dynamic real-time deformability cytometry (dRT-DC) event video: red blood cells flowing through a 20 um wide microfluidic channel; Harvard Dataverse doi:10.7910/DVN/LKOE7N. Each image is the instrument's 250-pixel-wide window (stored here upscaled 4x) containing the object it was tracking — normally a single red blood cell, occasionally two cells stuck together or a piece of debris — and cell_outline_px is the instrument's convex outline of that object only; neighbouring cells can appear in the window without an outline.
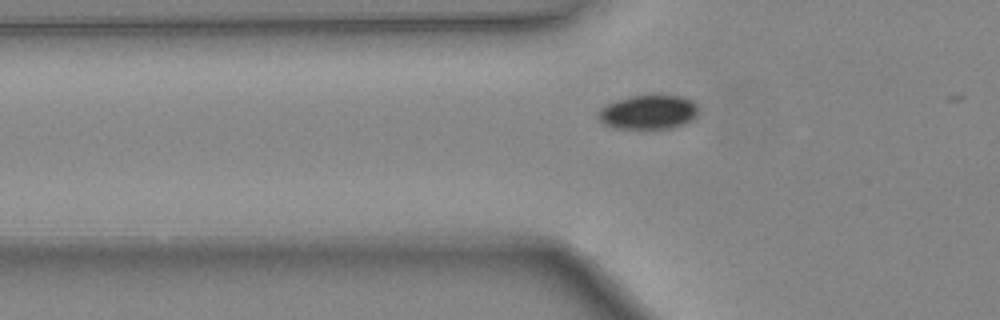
{"species": "common noctule bat (a hibernating species)", "species_latin": "Nyctalus noctula", "temperature_condition": "warm", "stored_images_in_passage": 7, "camera_frame_rate_fps": 3000, "um_per_image_px": 0.085, "animal": {"sex": "female", "body_mass_g": 24.6, "forearm_length_mm": 56.2}, "frame": {"image": 1, "passage_image": 4, "time_ms": 1.0, "image_size_px": [1000, 320], "cell_outline_px": [[700, 112], [688, 124], [672, 128], [612, 128], [604, 124], [596, 116], [596, 112], [600, 108], [616, 100], [632, 96], [684, 96], [692, 100], [700, 108]], "centroid_in_image_um": [55.15, 9.54], "position_along_channel_um": 70.7, "area_um2": 20.23}}